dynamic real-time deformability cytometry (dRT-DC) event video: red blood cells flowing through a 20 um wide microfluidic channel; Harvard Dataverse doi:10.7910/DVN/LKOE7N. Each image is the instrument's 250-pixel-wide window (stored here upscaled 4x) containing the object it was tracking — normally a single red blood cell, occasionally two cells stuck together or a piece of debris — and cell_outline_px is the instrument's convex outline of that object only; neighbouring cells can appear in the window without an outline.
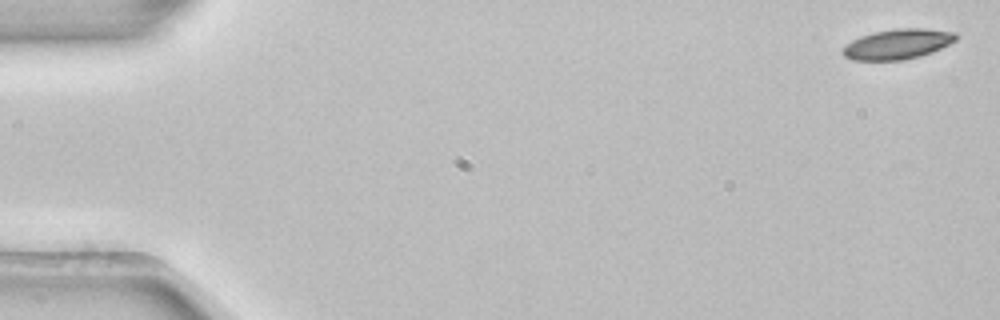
{"species": "common noctule bat (a hibernating species)", "species_latin": "Nyctalus noctula", "temperature_condition": "room temperature", "stored_images_in_passage": 7, "camera_frame_rate_fps": 3000, "um_per_image_px": 0.085, "animal": {"sex": "female", "body_mass_g": 22.7, "forearm_length_mm": 54.2}, "frame": {"image": 1, "passage_image": 1, "time_ms": 0.0, "image_size_px": [1000, 320], "cell_outline_px": [[960, 36], [956, 40], [932, 52], [920, 56], [904, 60], [852, 60], [844, 56], [840, 52], [840, 48], [844, 44], [860, 36], [872, 32], [896, 28], [924, 28], [956, 32]], "centroid_in_image_um": [76.26, 3.74], "position_along_channel_um": 8.7, "area_um2": 20.23}}
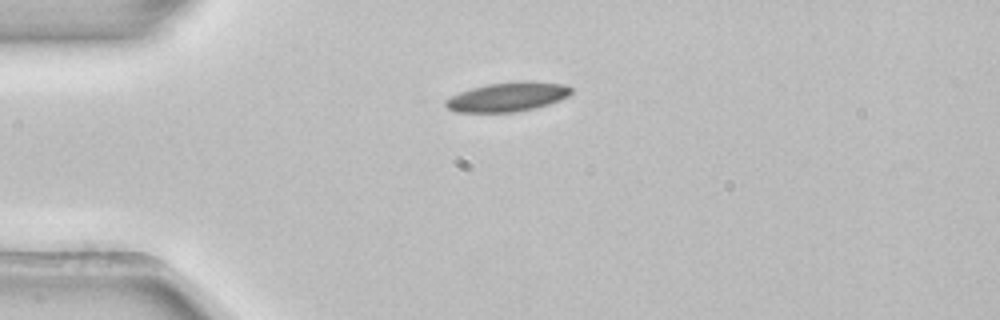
{"frame": {"image": 2, "passage_image": 4, "time_ms": 1.0, "image_size_px": [1000, 320], "cell_outline_px": [[572, 92], [568, 96], [560, 100], [536, 108], [516, 112], [456, 112], [448, 108], [444, 104], [444, 100], [460, 92], [472, 88], [488, 84], [520, 80], [532, 80], [564, 84], [572, 88]], "centroid_in_image_um": [43.18, 8.22], "position_along_channel_um": 41.8, "area_um2": 21.62}}